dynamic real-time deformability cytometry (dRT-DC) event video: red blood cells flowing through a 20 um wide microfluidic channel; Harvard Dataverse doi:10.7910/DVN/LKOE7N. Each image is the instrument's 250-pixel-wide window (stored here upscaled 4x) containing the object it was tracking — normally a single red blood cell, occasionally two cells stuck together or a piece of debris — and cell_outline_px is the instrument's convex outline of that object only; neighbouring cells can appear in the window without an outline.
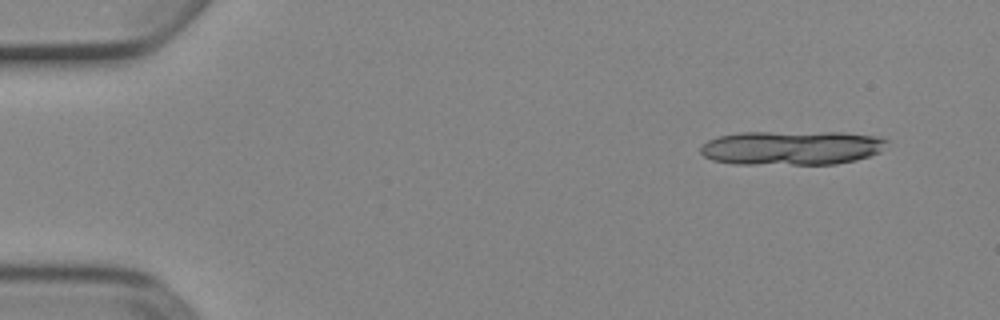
{"species": "Egyptian fruit bat (a non-hibernating species)", "species_latin": "Rousettus aegyptiacus", "temperature_condition": "cold", "stored_images_in_passage": 7, "segment_of_instrument_passage": [1, 2], "camera_frame_rate_fps": 3000, "um_per_image_px": 0.085, "animal": {"sex": "female"}, "frame": {"image": 1, "passage_image": 1, "time_ms": 0.0, "image_size_px": [1000, 320], "cell_outline_px": [[888, 140], [880, 152], [856, 160], [836, 164], [732, 164], [712, 160], [704, 156], [700, 152], [700, 148], [708, 140], [720, 136], [736, 132], [844, 132], [880, 136]], "centroid_in_image_um": [67.29, 12.56], "position_along_channel_um": 17.7, "area_um2": 37.51}}